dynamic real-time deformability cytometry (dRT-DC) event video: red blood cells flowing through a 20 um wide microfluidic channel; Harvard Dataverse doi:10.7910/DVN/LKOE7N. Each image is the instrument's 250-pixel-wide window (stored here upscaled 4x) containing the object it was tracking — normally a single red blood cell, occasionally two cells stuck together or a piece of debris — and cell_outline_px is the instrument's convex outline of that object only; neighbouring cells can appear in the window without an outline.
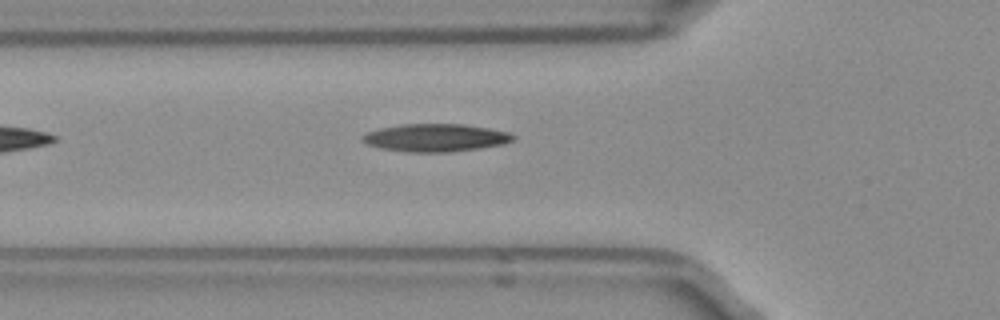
{"species": "Egyptian fruit bat (a non-hibernating species)", "species_latin": "Rousettus aegyptiacus", "temperature_condition": "room temperature", "stored_images_in_passage": 5, "camera_frame_rate_fps": 3000, "um_per_image_px": 0.085, "frame": {"image": 1, "passage_image": 5, "time_ms": 1.333, "image_size_px": [1000, 320], "cell_outline_px": [[516, 140], [504, 144], [476, 148], [444, 152], [416, 152], [384, 148], [368, 144], [360, 140], [360, 136], [368, 132], [380, 128], [400, 124], [464, 124], [488, 128], [508, 132], [516, 136]], "centroid_in_image_um": [37.04, 11.69], "position_along_channel_um": 88.8, "area_um2": 24.1}}